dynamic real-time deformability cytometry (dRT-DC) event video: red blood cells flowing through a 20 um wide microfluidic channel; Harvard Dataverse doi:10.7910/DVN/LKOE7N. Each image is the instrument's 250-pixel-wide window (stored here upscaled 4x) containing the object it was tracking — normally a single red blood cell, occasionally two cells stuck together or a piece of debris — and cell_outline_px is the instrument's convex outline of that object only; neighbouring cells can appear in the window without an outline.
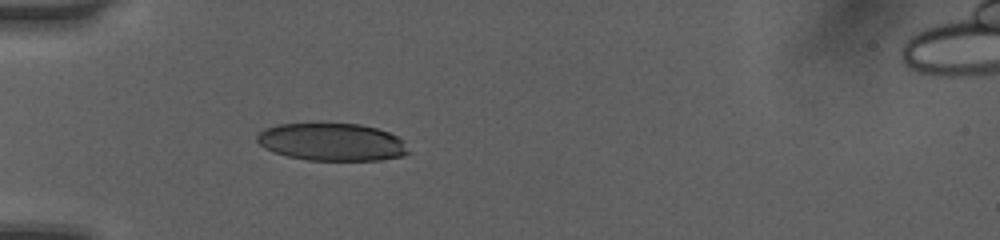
{"species": "human", "species_latin": "Homo sapiens", "temperature_condition": "room temperature", "stored_images_in_passage": 10, "camera_frame_rate_fps": 3000, "um_per_image_px": 0.085, "donor": {"sex": "female"}, "frame": {"image": 1, "passage_image": 5, "time_ms": 4.0, "image_size_px": [1000, 240], "cell_outline_px": [[412, 152], [404, 156], [380, 160], [308, 160], [288, 156], [264, 148], [256, 140], [256, 136], [264, 128], [280, 124], [360, 124], [376, 128], [388, 132], [396, 136]], "centroid_in_image_um": [28.22, 12.08], "position_along_channel_um": 56.8, "area_um2": 32.95}}
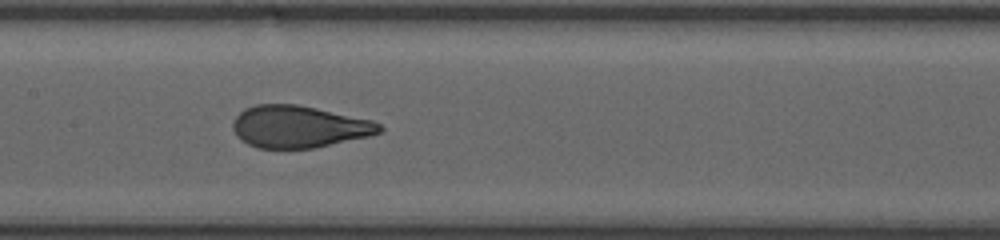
{"frame": {"image": 2, "passage_image": 9, "time_ms": 7.333, "image_size_px": [1000, 240], "cell_outline_px": [[384, 128], [380, 132], [368, 136], [316, 148], [256, 148], [240, 140], [236, 136], [232, 128], [232, 124], [236, 116], [244, 108], [256, 104], [296, 104], [316, 108], [372, 120], [380, 124]], "centroid_in_image_um": [25.37, 10.77], "position_along_channel_um": 182.0, "area_um2": 36.01}}
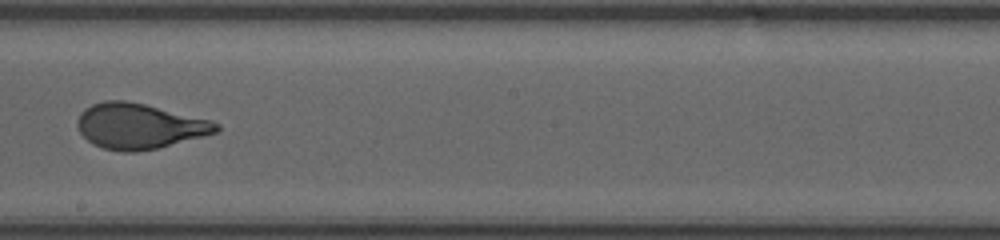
{"frame": {"image": 3, "passage_image": 10, "time_ms": 8.667, "image_size_px": [1000, 240], "cell_outline_px": [[220, 128], [216, 132], [156, 148], [136, 152], [124, 152], [104, 148], [92, 144], [80, 132], [76, 124], [80, 112], [84, 108], [92, 104], [104, 100], [124, 100], [144, 104], [212, 120], [220, 124]], "centroid_in_image_um": [11.8, 10.71], "position_along_channel_um": 236.4, "area_um2": 36.47}}